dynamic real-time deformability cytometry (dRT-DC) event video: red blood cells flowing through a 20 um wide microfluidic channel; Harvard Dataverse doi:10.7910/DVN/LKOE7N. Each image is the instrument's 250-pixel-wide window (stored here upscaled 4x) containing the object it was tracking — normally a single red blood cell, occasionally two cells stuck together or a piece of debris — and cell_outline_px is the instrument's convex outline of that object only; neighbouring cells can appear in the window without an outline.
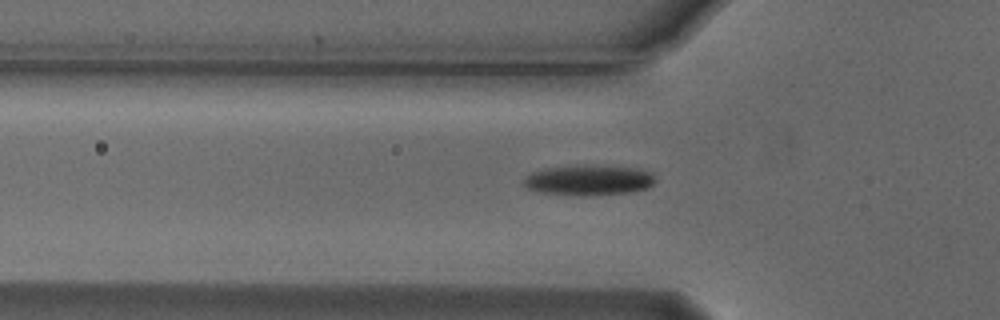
{"species": "Egyptian fruit bat (a non-hibernating species)", "species_latin": "Rousettus aegyptiacus", "temperature_condition": "cold", "stored_images_in_passage": 31, "camera_frame_rate_fps": 3000, "um_per_image_px": 0.085, "animal": {"sex": "male"}, "frame": {"image": 1, "passage_image": 2, "time_ms": 0.333, "image_size_px": [1000, 320], "cell_outline_px": [[656, 180], [648, 188], [632, 192], [588, 196], [580, 196], [540, 192], [528, 188], [524, 184], [524, 180], [532, 172], [548, 168], [584, 164], [636, 168], [652, 172]], "centroid_in_image_um": [50.1, 15.31], "position_along_channel_um": 75.7, "area_um2": 23.41}}
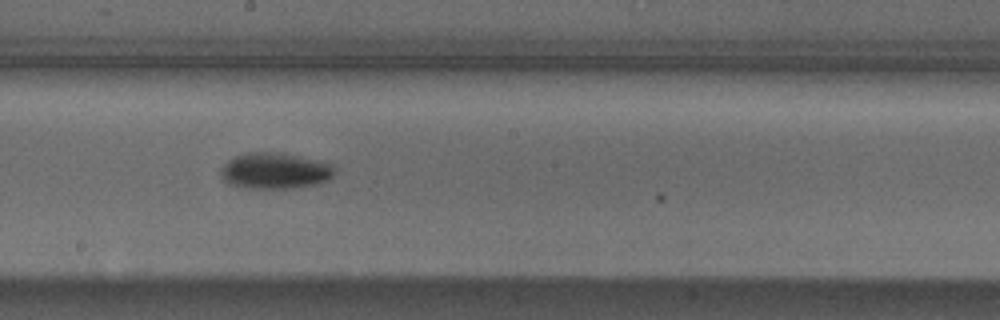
{"frame": {"image": 2, "passage_image": 14, "time_ms": 4.333, "image_size_px": [1000, 320], "cell_outline_px": [[336, 172], [328, 180], [316, 184], [296, 188], [248, 188], [228, 184], [220, 176], [220, 168], [228, 160], [236, 156], [248, 152], [284, 152], [332, 164]], "centroid_in_image_um": [23.36, 14.51], "position_along_channel_um": 224.8, "area_um2": 24.16}}
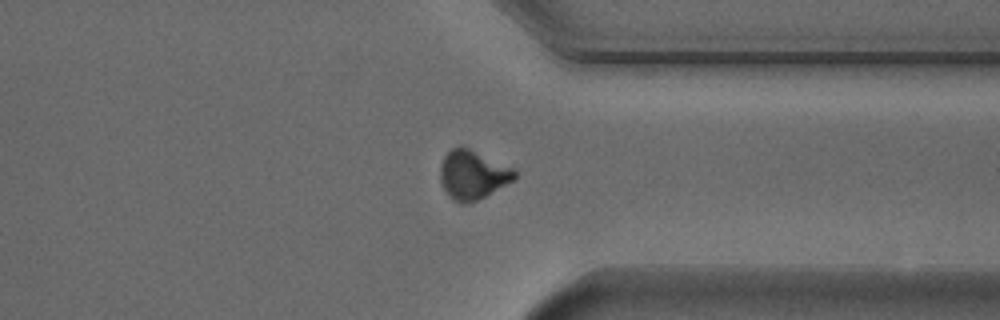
{"frame": {"image": 3, "passage_image": 26, "time_ms": 8.333, "image_size_px": [1000, 320], "cell_outline_px": [[516, 180], [476, 200], [464, 204], [460, 204], [452, 200], [448, 196], [440, 180], [440, 168], [444, 156], [452, 148], [460, 144], [516, 168]], "centroid_in_image_um": [40.2, 14.84], "position_along_channel_um": 371.2, "area_um2": 21.56}, "authors_computed_cell_mechanics": {"area_um2": 22.4842, "velocity_mm_per_s": 3.7213, "shape_relaxation_time_tau1_ms": 3.3675, "shape_relaxation_time_tau2_ms": null, "deformation_change_tau1": 0.1234, "deformation_change_tau2": null}}